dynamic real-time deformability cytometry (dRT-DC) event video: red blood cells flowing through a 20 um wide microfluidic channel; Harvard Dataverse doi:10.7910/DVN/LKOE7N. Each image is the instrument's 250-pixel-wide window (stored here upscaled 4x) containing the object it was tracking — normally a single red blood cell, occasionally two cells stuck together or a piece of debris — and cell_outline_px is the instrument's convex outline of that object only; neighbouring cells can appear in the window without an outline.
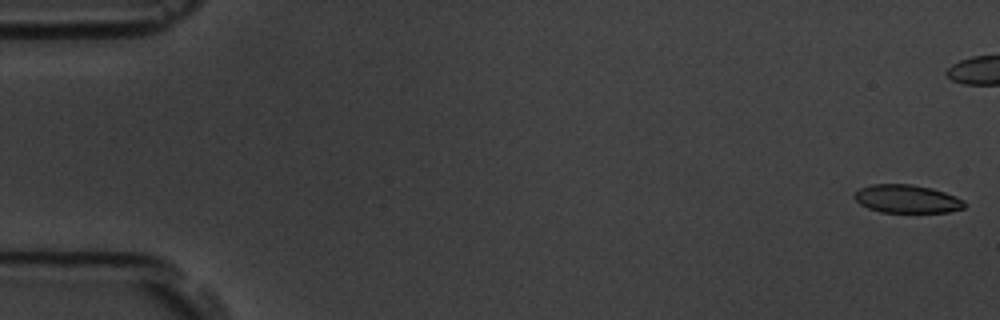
{"species": "common noctule bat (a hibernating species)", "species_latin": "Nyctalus noctula", "temperature_condition": "room temperature", "stored_images_in_passage": 3, "camera_frame_rate_fps": 3000, "um_per_image_px": 0.085, "animal": {"sex": "male", "body_mass_g": 19.5, "forearm_length_mm": 54.6}, "frame": {"image": 1, "passage_image": 1, "time_ms": 0.0, "image_size_px": [1000, 320], "cell_outline_px": [[968, 204], [964, 208], [948, 212], [880, 212], [868, 208], [860, 204], [852, 196], [860, 188], [872, 184], [912, 184], [932, 188], [956, 196], [964, 200]], "centroid_in_image_um": [77.11, 16.9], "position_along_channel_um": 7.9, "area_um2": 18.21}}